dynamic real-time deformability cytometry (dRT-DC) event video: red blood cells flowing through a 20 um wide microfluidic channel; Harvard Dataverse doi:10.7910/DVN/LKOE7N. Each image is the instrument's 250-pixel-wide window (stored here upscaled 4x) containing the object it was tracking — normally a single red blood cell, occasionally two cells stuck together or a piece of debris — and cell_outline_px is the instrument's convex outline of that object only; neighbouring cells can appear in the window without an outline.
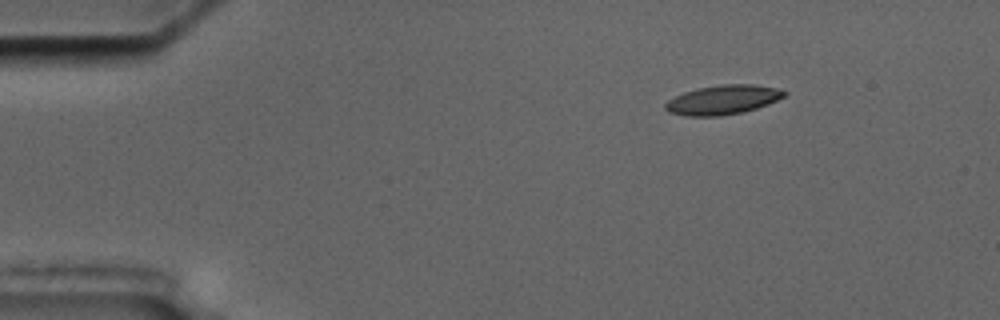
{"species": "common noctule bat (a hibernating species)", "species_latin": "Nyctalus noctula", "temperature_condition": "cold", "stored_images_in_passage": 50, "camera_frame_rate_fps": 3000, "um_per_image_px": 0.085, "animal": {"sex": "male", "body_mass_g": 17.5, "forearm_length_mm": 52.3}, "frame": {"image": 1, "passage_image": 1, "time_ms": 0.0, "image_size_px": [1000, 320], "cell_outline_px": [[788, 92], [784, 96], [768, 104], [756, 108], [740, 112], [720, 116], [684, 116], [668, 112], [664, 108], [664, 104], [668, 100], [684, 92], [696, 88], [720, 84], [752, 84], [776, 88]], "centroid_in_image_um": [61.4, 8.48], "position_along_channel_um": 23.6, "area_um2": 20.29}}
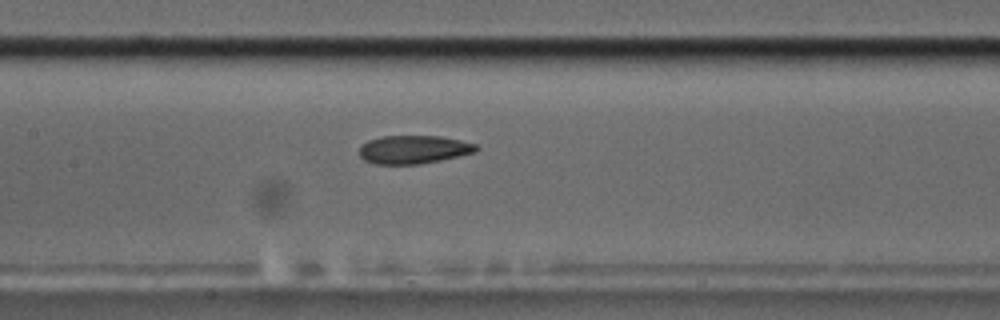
{"frame": {"image": 2, "passage_image": 20, "time_ms": 6.333, "image_size_px": [1000, 320], "cell_outline_px": [[480, 148], [476, 152], [440, 160], [420, 164], [376, 164], [364, 160], [360, 156], [360, 144], [368, 140], [380, 136], [440, 136], [460, 140], [476, 144]], "centroid_in_image_um": [35.15, 12.7], "position_along_channel_um": 172.3, "area_um2": 19.36}}
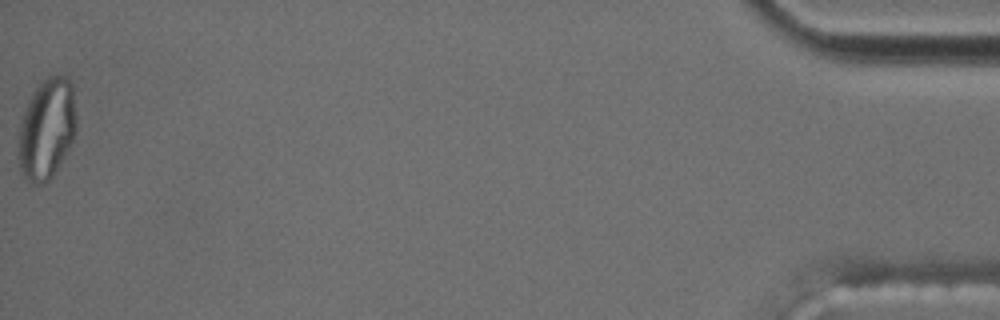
{"frame": {"image": 3, "passage_image": 50, "time_ms": 16.333, "image_size_px": [1000, 320], "cell_outline_px": [[76, 132], [64, 156], [52, 176], [48, 180], [40, 184], [32, 184], [20, 172], [16, 156], [16, 152], [20, 124], [28, 100], [32, 92], [48, 76], [68, 76], [72, 84], [76, 112]], "centroid_in_image_um": [3.95, 10.97], "position_along_channel_um": 431.3, "area_um2": 34.28}, "authors_computed_cell_mechanics": {"area_um2": 20.3745, "velocity_mm_per_s": 3.5477, "shape_relaxation_time_tau1_ms": null, "shape_relaxation_time_tau2_ms": 2.1549, "deformation_change_tau1": null, "deformation_change_tau2": 0.0898}}